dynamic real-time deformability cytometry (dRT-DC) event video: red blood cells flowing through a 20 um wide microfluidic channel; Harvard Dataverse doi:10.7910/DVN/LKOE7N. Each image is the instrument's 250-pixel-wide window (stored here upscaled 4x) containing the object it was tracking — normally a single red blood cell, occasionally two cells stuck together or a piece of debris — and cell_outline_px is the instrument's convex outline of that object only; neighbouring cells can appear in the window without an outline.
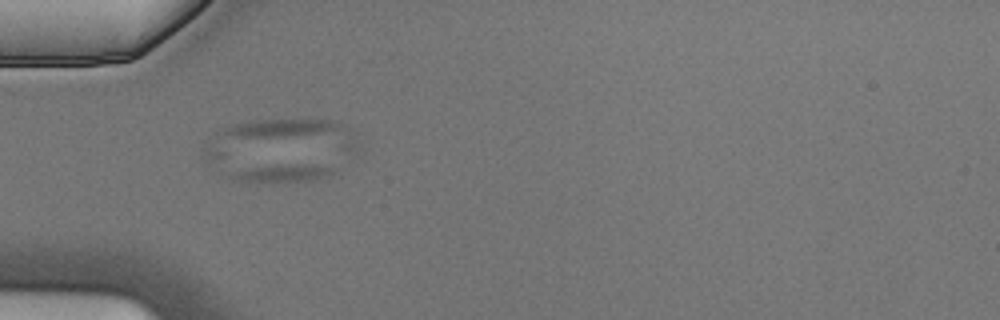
{"species": "Egyptian fruit bat (a non-hibernating species)", "species_latin": "Rousettus aegyptiacus", "temperature_condition": "cold", "stored_images_in_passage": 8, "camera_frame_rate_fps": 3000, "um_per_image_px": 0.085, "animal": {"sex": "male"}, "frame": {"image": 1, "passage_image": 5, "time_ms": 1.333, "image_size_px": [1000, 320], "cell_outline_px": [[332, 172], [328, 176], [312, 180], [232, 180], [216, 172], [204, 164], [200, 148], [208, 144], [332, 168]], "centroid_in_image_um": [21.97, 14.1], "position_along_channel_um": 63.0, "area_um2": 20.87}}